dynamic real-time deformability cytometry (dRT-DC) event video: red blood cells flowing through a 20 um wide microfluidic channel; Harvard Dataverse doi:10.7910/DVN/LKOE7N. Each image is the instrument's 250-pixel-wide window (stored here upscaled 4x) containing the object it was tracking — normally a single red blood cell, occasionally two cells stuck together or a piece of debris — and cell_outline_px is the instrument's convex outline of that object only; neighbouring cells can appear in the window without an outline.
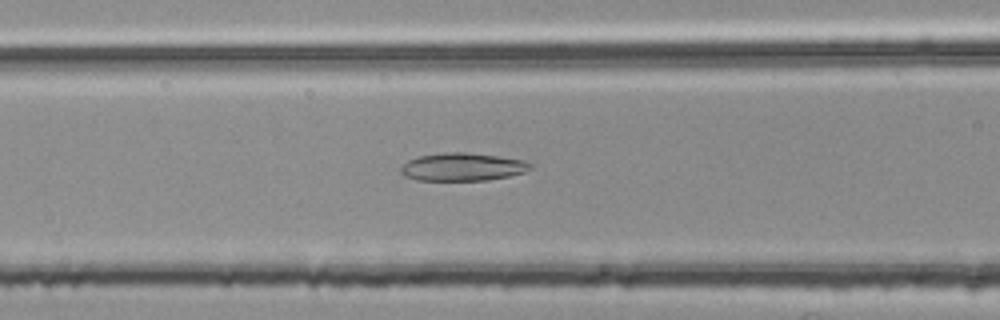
{"species": "common noctule bat (a hibernating species)", "species_latin": "Nyctalus noctula", "temperature_condition": "room temperature", "stored_images_in_passage": 37, "camera_frame_rate_fps": 3000, "um_per_image_px": 0.085, "animal": {"sex": "female", "body_mass_g": 25.1}, "frame": {"image": 1, "passage_image": 5, "time_ms": 1.333, "image_size_px": [1000, 320], "cell_outline_px": [[532, 168], [524, 172], [508, 176], [488, 180], [416, 180], [404, 176], [400, 172], [400, 168], [408, 160], [420, 156], [452, 152], [464, 152], [496, 156], [524, 160], [532, 164]], "centroid_in_image_um": [39.31, 14.19], "position_along_channel_um": 127.3, "area_um2": 20.87}}
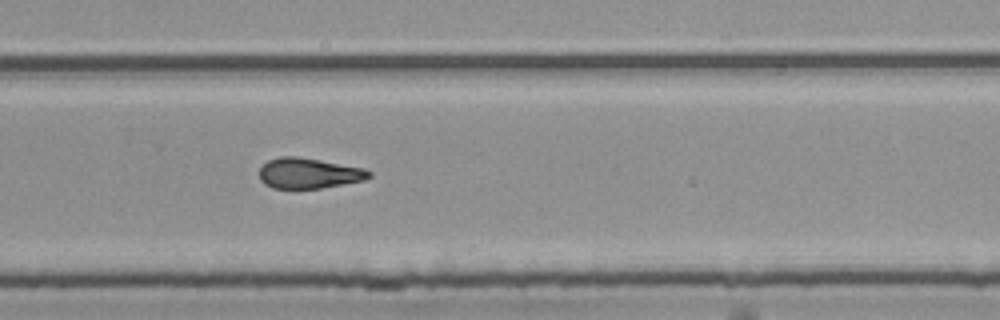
{"frame": {"image": 2, "passage_image": 19, "time_ms": 6.0, "image_size_px": [1000, 320], "cell_outline_px": [[372, 176], [364, 180], [320, 188], [272, 188], [264, 184], [260, 180], [260, 168], [268, 160], [280, 156], [296, 156], [320, 160], [364, 168], [372, 172]], "centroid_in_image_um": [26.24, 14.72], "position_along_channel_um": 303.6, "area_um2": 19.42}}
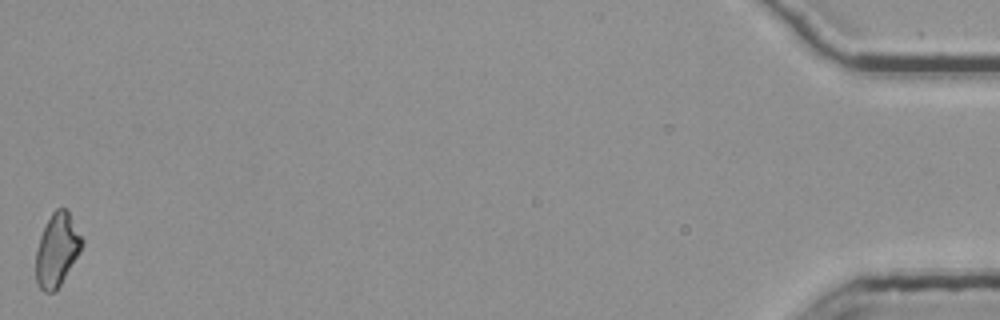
{"frame": {"image": 3, "passage_image": 37, "time_ms": 12.0, "image_size_px": [1000, 320], "cell_outline_px": [[84, 244], [80, 252], [60, 284], [52, 292], [44, 292], [36, 284], [36, 252], [40, 236], [52, 212], [56, 208], [64, 208], [68, 212], [84, 240]], "centroid_in_image_um": [4.84, 21.24], "position_along_channel_um": 430.4, "area_um2": 19.31}}